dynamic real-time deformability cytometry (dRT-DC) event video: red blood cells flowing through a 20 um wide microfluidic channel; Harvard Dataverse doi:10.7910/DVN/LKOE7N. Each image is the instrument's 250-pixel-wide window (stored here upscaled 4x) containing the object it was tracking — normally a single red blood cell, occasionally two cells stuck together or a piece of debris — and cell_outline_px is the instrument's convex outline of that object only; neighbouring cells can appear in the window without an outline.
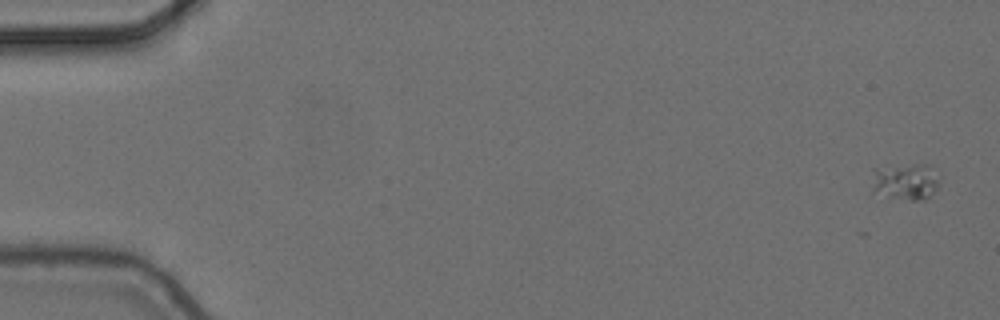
{"species": "common noctule bat (a hibernating species)", "species_latin": "Nyctalus noctula", "temperature_condition": "cold", "stored_images_in_passage": 7, "camera_frame_rate_fps": 3000, "um_per_image_px": 0.085, "animal": {"sex": "female", "body_mass_g": 24.6, "forearm_length_mm": 56.2}, "frame": {"image": 1, "passage_image": 1, "time_ms": 0.0, "image_size_px": [1000, 320], "cell_outline_px": [[940, 180], [936, 188], [924, 200], [912, 200], [888, 196], [872, 192], [872, 168], [888, 164], [928, 164]], "centroid_in_image_um": [76.89, 15.38], "position_along_channel_um": 8.1, "area_um2": 14.74}}
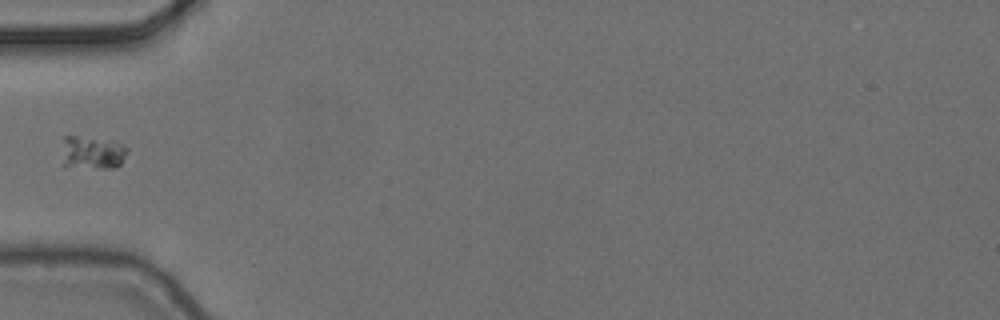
{"frame": {"image": 2, "passage_image": 6, "time_ms": 1.667, "image_size_px": [1000, 320], "cell_outline_px": [[128, 152], [120, 164], [116, 168], [100, 168], [64, 164], [64, 136], [76, 136], [124, 144], [128, 148]], "centroid_in_image_um": [7.93, 12.97], "position_along_channel_um": 77.1, "area_um2": 11.96}}
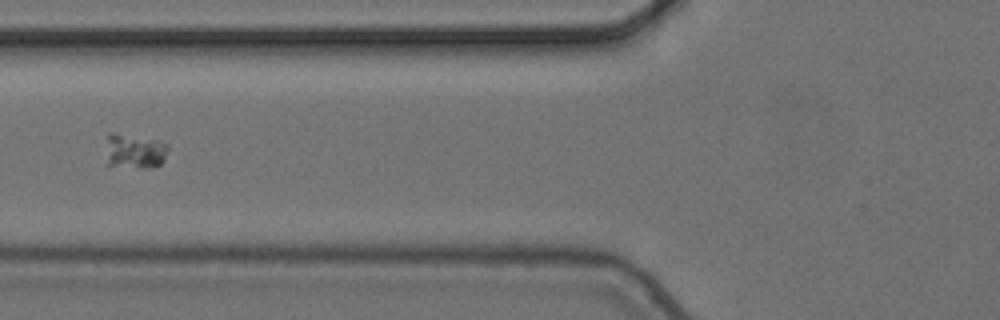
{"frame": {"image": 3, "passage_image": 7, "time_ms": 2.0, "image_size_px": [1000, 320], "cell_outline_px": [[168, 148], [164, 160], [160, 164], [148, 168], [140, 168], [104, 164], [108, 136], [120, 136], [156, 140], [168, 144]], "centroid_in_image_um": [11.45, 12.93], "position_along_channel_um": 114.3, "area_um2": 12.08}}